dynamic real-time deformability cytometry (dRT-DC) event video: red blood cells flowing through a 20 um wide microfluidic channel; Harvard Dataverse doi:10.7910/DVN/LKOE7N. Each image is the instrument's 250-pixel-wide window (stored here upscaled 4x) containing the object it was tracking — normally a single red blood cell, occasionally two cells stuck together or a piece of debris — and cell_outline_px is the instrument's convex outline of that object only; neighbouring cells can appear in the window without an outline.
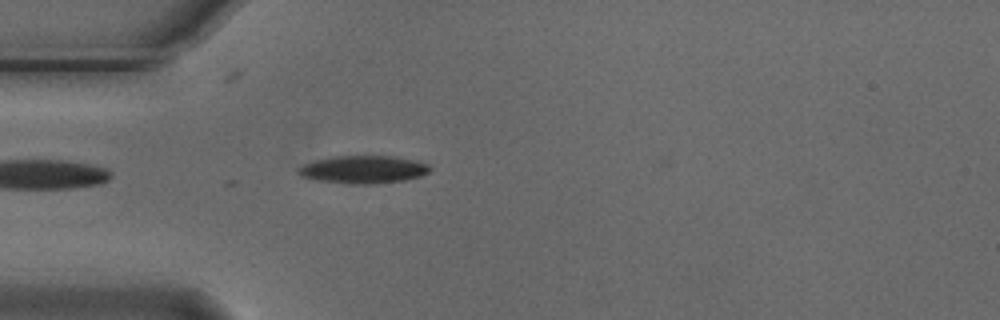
{"species": "Egyptian fruit bat (a non-hibernating species)", "species_latin": "Rousettus aegyptiacus", "temperature_condition": "cold", "stored_images_in_passage": 3, "camera_frame_rate_fps": 3000, "um_per_image_px": 0.085, "animal": {"sex": "male"}, "frame": {"image": 1, "passage_image": 3, "time_ms": 0.667, "image_size_px": [1000, 320], "cell_outline_px": [[432, 168], [428, 172], [420, 176], [404, 180], [364, 184], [352, 184], [316, 180], [300, 176], [296, 172], [296, 168], [304, 164], [316, 160], [332, 156], [396, 156], [416, 160], [428, 164]], "centroid_in_image_um": [30.86, 14.39], "position_along_channel_um": 54.1, "area_um2": 21.33}}